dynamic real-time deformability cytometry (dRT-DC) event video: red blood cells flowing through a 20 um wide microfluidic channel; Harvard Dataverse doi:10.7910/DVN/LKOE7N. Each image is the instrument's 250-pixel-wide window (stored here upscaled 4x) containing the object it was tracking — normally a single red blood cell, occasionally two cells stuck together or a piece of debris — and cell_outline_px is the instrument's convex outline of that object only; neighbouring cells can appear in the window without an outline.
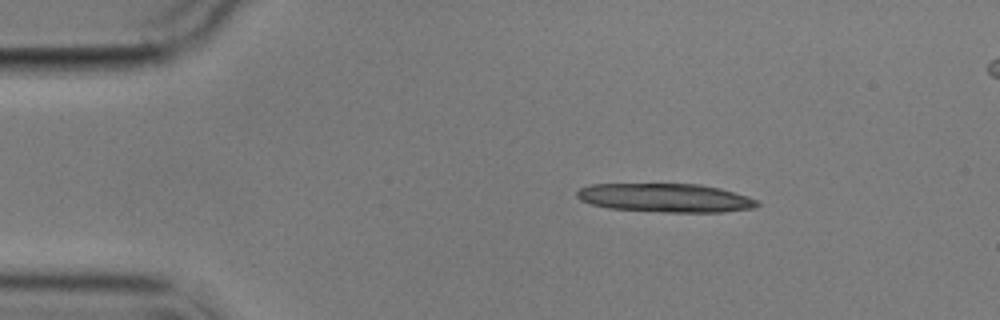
{"species": "common noctule bat (a hibernating species)", "species_latin": "Nyctalus noctula", "temperature_condition": "cold", "stored_images_in_passage": 9, "camera_frame_rate_fps": 3000, "um_per_image_px": 0.085, "animal": {"sex": "male", "body_mass_g": 17.9}, "frame": {"image": 1, "passage_image": 1, "time_ms": 0.0, "image_size_px": [1000, 320], "cell_outline_px": [[760, 204], [752, 208], [720, 212], [664, 212], [608, 208], [592, 204], [580, 200], [576, 196], [576, 192], [580, 188], [592, 184], [700, 184], [720, 188], [748, 196], [756, 200]], "centroid_in_image_um": [56.54, 16.81], "position_along_channel_um": 28.5, "area_um2": 30.06}}
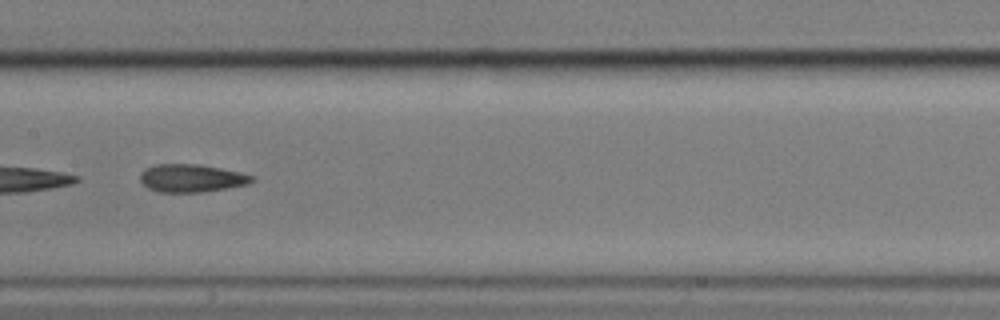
{"frame": {"image": 2, "passage_image": 6, "time_ms": 6.333, "image_size_px": [1000, 320], "cell_outline_px": [[256, 180], [248, 184], [200, 192], [156, 192], [148, 188], [140, 180], [140, 172], [144, 168], [156, 164], [200, 164], [240, 172], [256, 176]], "centroid_in_image_um": [16.27, 15.13], "position_along_channel_um": 191.1, "area_um2": 18.26}}
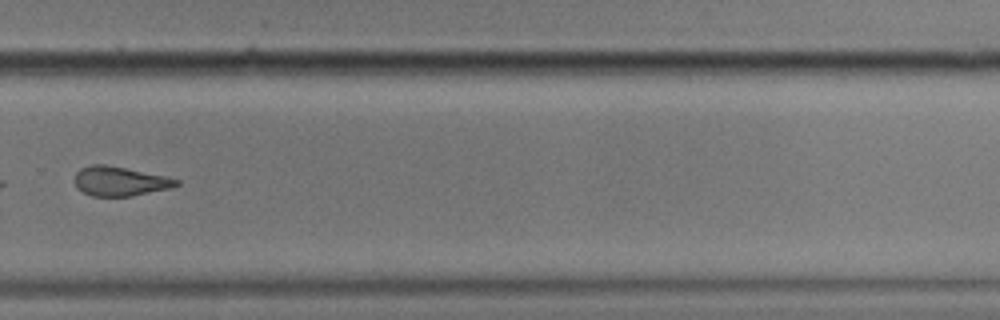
{"frame": {"image": 3, "passage_image": 9, "time_ms": 10.0, "image_size_px": [1000, 320], "cell_outline_px": [[180, 184], [172, 188], [132, 196], [92, 196], [76, 188], [72, 180], [76, 172], [80, 168], [92, 164], [108, 164], [164, 176], [180, 180]], "centroid_in_image_um": [10.15, 15.4], "position_along_channel_um": 319.6, "area_um2": 17.69}}